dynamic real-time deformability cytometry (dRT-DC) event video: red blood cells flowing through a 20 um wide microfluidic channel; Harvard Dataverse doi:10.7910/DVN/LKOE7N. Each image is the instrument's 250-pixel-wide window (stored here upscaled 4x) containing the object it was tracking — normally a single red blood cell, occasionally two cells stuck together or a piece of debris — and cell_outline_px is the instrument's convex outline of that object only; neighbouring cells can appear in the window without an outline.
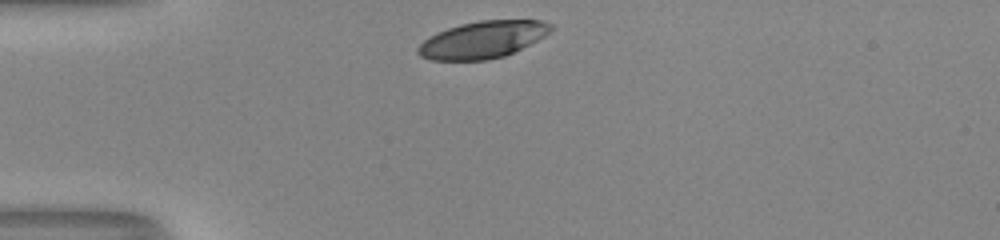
{"species": "human", "species_latin": "Homo sapiens", "temperature_condition": "room temperature", "stored_images_in_passage": 29, "camera_frame_rate_fps": 3000, "um_per_image_px": 0.085, "donor": {"sex": "male"}, "frame": {"image": 1, "passage_image": 1, "time_ms": 0.0, "image_size_px": [1000, 240], "cell_outline_px": [[552, 28], [544, 36], [504, 56], [488, 60], [432, 60], [420, 56], [416, 52], [416, 48], [428, 36], [436, 32], [460, 24], [480, 20], [540, 20], [552, 24]], "centroid_in_image_um": [40.97, 3.37], "position_along_channel_um": 44.0, "area_um2": 28.5}}
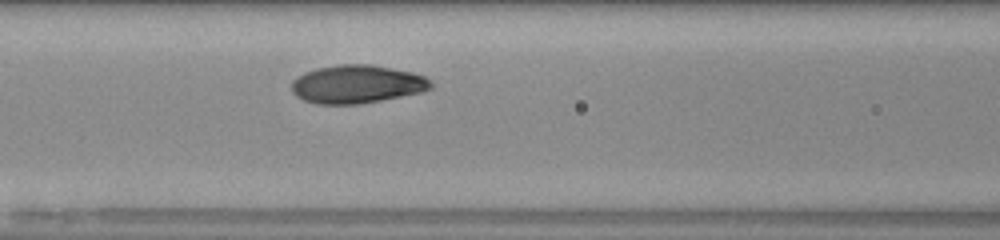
{"frame": {"image": 2, "passage_image": 10, "time_ms": 3.0, "image_size_px": [1000, 240], "cell_outline_px": [[432, 88], [420, 92], [360, 104], [316, 104], [304, 100], [296, 96], [292, 92], [292, 80], [296, 76], [304, 72], [316, 68], [340, 64], [368, 64], [412, 72], [424, 76], [432, 80]], "centroid_in_image_um": [30.31, 7.15], "position_along_channel_um": 136.3, "area_um2": 31.04}}
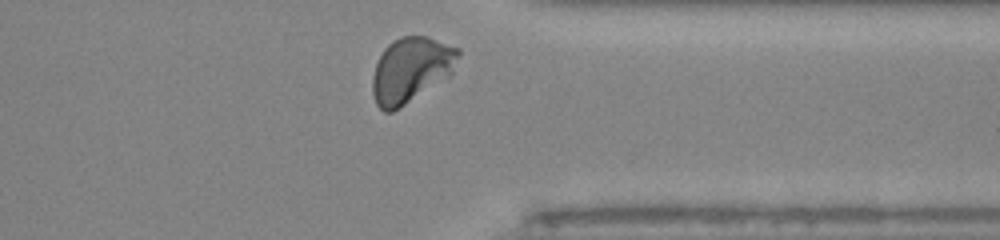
{"frame": {"image": 3, "passage_image": 28, "time_ms": 9.0, "image_size_px": [1000, 240], "cell_outline_px": [[460, 52], [452, 72], [448, 76], [400, 108], [392, 112], [384, 112], [376, 104], [372, 92], [372, 76], [376, 64], [384, 48], [388, 44], [400, 36], [428, 36], [460, 48]], "centroid_in_image_um": [34.91, 5.92], "position_along_channel_um": 376.5, "area_um2": 32.48}, "authors_computed_cell_mechanics": {"area_um2": 30.8074, "velocity_mm_per_s": 4.0638, "shape_relaxation_time_tau1_ms": 3.205, "shape_relaxation_time_tau2_ms": null, "deformation_change_tau1": 0.1668, "deformation_change_tau2": null}}